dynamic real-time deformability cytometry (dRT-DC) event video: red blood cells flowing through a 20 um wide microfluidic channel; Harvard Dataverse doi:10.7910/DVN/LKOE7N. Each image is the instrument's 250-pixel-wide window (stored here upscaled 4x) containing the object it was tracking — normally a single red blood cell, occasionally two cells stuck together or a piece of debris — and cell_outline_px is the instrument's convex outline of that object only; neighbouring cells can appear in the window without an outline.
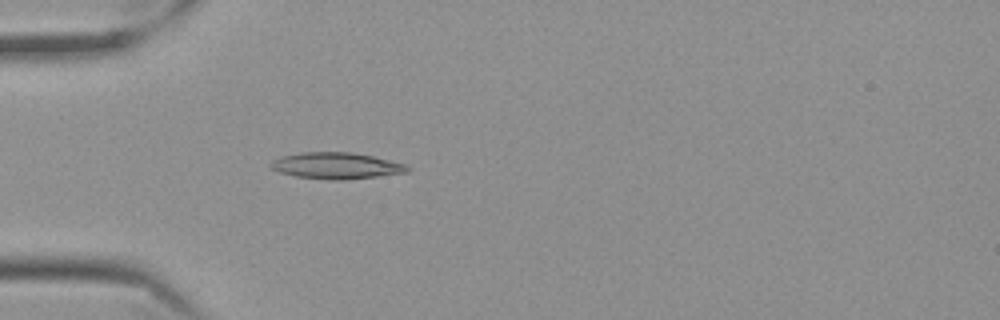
{"species": "Egyptian fruit bat (a non-hibernating species)", "species_latin": "Rousettus aegyptiacus", "temperature_condition": "cold", "stored_images_in_passage": 46, "camera_frame_rate_fps": 3000, "um_per_image_px": 0.085, "frame": {"image": 1, "passage_image": 6, "time_ms": 1.667, "image_size_px": [1000, 320], "cell_outline_px": [[412, 168], [408, 172], [344, 180], [332, 180], [296, 176], [280, 172], [272, 168], [268, 164], [272, 160], [280, 156], [300, 152], [352, 152], [372, 156], [404, 164]], "centroid_in_image_um": [28.55, 14.08], "position_along_channel_um": 56.4, "area_um2": 20.92}}
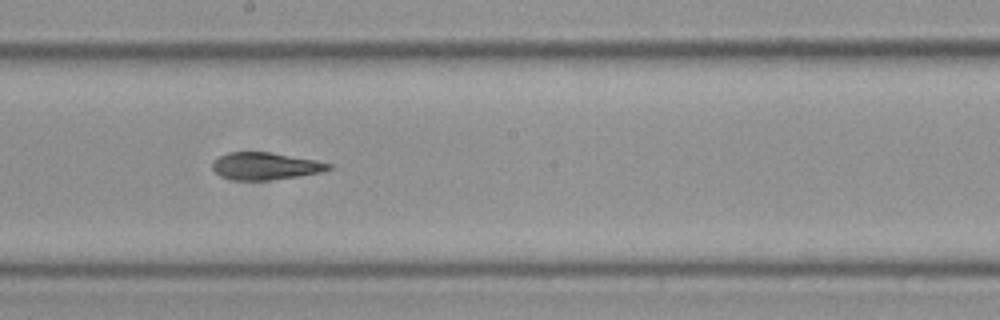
{"frame": {"image": 2, "passage_image": 21, "time_ms": 6.667, "image_size_px": [1000, 320], "cell_outline_px": [[332, 168], [320, 172], [296, 176], [268, 180], [232, 180], [220, 176], [212, 168], [212, 160], [228, 152], [268, 152], [316, 160], [332, 164]], "centroid_in_image_um": [22.51, 14.11], "position_along_channel_um": 225.7, "area_um2": 18.32}}
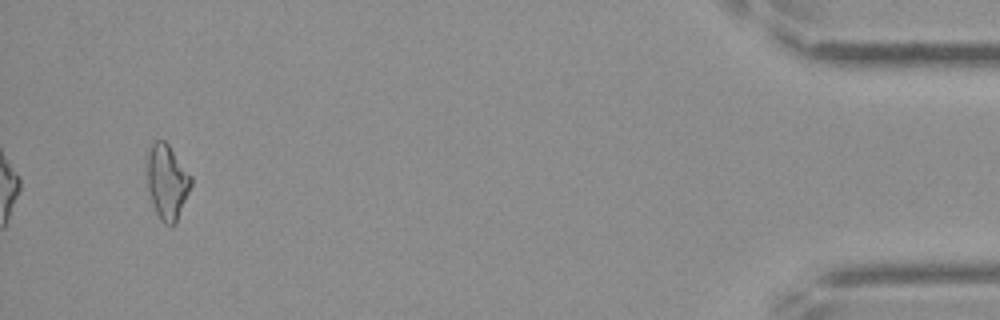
{"frame": {"image": 3, "passage_image": 44, "time_ms": 14.333, "image_size_px": [1000, 320], "cell_outline_px": [[192, 184], [176, 224], [164, 224], [160, 220], [156, 212], [148, 188], [148, 152], [152, 144], [156, 140], [164, 140], [168, 144], [192, 176]], "centroid_in_image_um": [14.23, 15.47], "position_along_channel_um": 421.0, "area_um2": 18.9}, "authors_computed_cell_mechanics": {"area_um2": 18.8428, "velocity_mm_per_s": 3.5096, "shape_relaxation_time_tau1_ms": null, "shape_relaxation_time_tau2_ms": 6.3148, "deformation_change_tau1": null, "deformation_change_tau2": 0.1624}}